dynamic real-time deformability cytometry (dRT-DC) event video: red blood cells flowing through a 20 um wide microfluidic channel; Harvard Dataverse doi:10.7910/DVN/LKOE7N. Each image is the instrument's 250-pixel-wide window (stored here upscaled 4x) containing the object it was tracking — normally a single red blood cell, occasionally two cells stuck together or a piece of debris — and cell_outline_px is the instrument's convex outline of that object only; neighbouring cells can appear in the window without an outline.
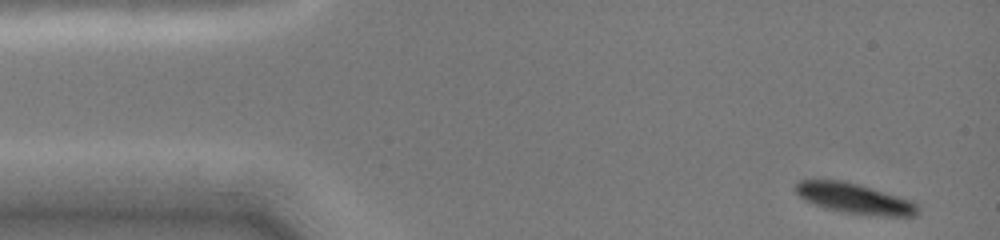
{"species": "common noctule bat (a hibernating species)", "species_latin": "Nyctalus noctula", "temperature_condition": "cold", "stored_images_in_passage": 43, "camera_frame_rate_fps": 3000, "um_per_image_px": 0.085, "animal": {"sex": "female", "body_mass_g": 19.0, "forearm_length_mm": 51.5}, "frame": {"image": 1, "passage_image": 1, "time_ms": 0.0, "image_size_px": [1000, 240], "cell_outline_px": [[920, 212], [916, 216], [880, 216], [844, 212], [824, 208], [804, 200], [796, 192], [796, 184], [800, 180], [840, 180], [872, 188], [912, 200], [920, 208]], "centroid_in_image_um": [72.67, 16.89], "position_along_channel_um": 12.3, "area_um2": 21.5}}
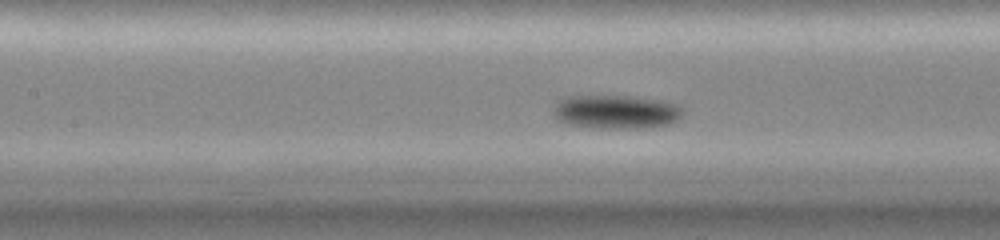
{"frame": {"image": 2, "passage_image": 15, "time_ms": 6.0, "image_size_px": [1000, 240], "cell_outline_px": [[684, 112], [676, 120], [668, 124], [644, 128], [592, 128], [568, 124], [556, 120], [552, 112], [556, 100], [568, 96], [628, 96], [664, 100], [680, 104]], "centroid_in_image_um": [52.33, 9.5], "position_along_channel_um": 155.1, "area_um2": 25.89}}
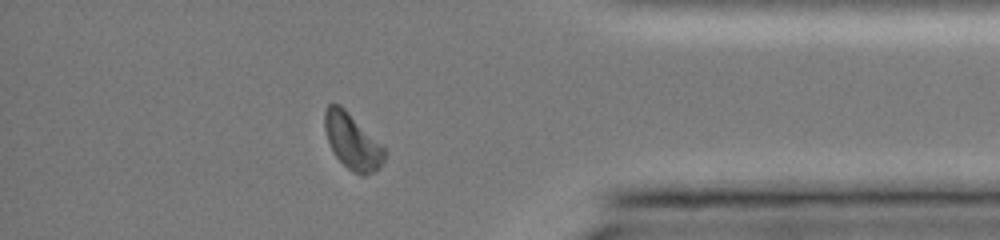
{"frame": {"image": 3, "passage_image": 37, "time_ms": 12.667, "image_size_px": [1000, 240], "cell_outline_px": [[388, 152], [380, 168], [376, 172], [364, 176], [352, 172], [336, 156], [328, 140], [324, 128], [324, 112], [328, 104], [340, 104]], "centroid_in_image_um": [29.96, 12.05], "position_along_channel_um": 405.2, "area_um2": 19.19}, "authors_computed_cell_mechanics": {"area_um2": 21.8484, "velocity_mm_per_s": 3.9665, "shape_relaxation_time_tau1_ms": 1.2154, "shape_relaxation_time_tau2_ms": null, "deformation_change_tau1": 0.053, "deformation_change_tau2": null}}